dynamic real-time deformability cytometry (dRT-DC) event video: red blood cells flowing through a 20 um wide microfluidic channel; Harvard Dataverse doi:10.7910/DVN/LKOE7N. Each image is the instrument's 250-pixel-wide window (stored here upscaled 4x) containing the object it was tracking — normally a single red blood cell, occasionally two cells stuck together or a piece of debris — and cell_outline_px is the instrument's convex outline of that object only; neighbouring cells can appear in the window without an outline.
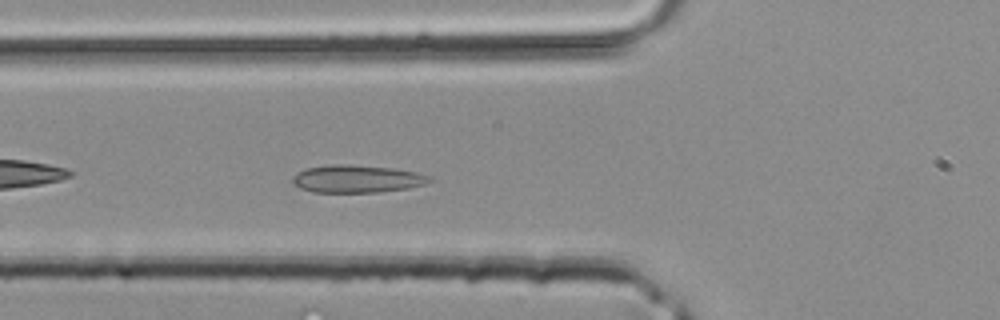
{"species": "common noctule bat (a hibernating species)", "species_latin": "Nyctalus noctula", "temperature_condition": "room temperature", "stored_images_in_passage": 31, "camera_frame_rate_fps": 3000, "um_per_image_px": 0.085, "animal": {"sex": "male", "body_mass_g": 20.4}, "frame": {"image": 1, "passage_image": 6, "time_ms": 1.667, "image_size_px": [1000, 320], "cell_outline_px": [[432, 180], [424, 184], [408, 188], [380, 192], [312, 192], [300, 188], [292, 180], [292, 176], [296, 172], [304, 168], [332, 164], [344, 164], [392, 168], [416, 172], [432, 176]], "centroid_in_image_um": [30.32, 15.2], "position_along_channel_um": 95.5, "area_um2": 22.08}}
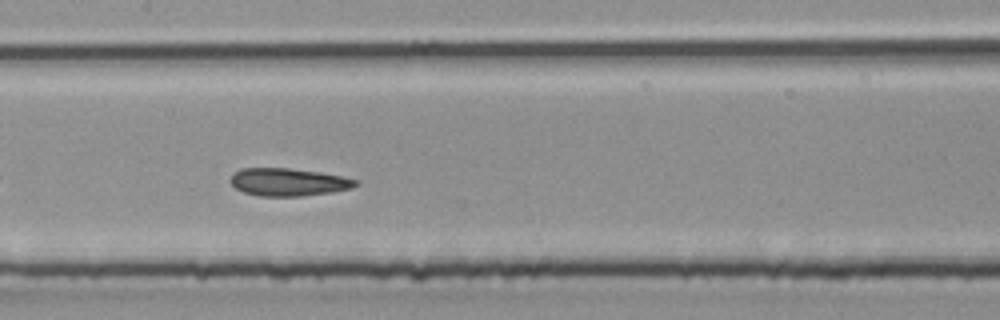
{"frame": {"image": 2, "passage_image": 11, "time_ms": 3.333, "image_size_px": [1000, 320], "cell_outline_px": [[360, 184], [352, 188], [332, 192], [304, 196], [260, 196], [244, 192], [236, 188], [228, 180], [240, 168], [288, 168], [320, 172], [344, 176], [360, 180]], "centroid_in_image_um": [24.57, 15.47], "position_along_channel_um": 182.8, "area_um2": 20.4}}
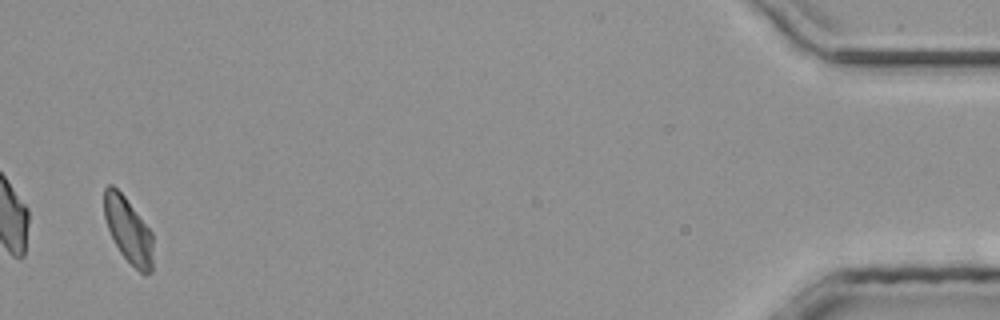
{"frame": {"image": 3, "passage_image": 30, "time_ms": 9.667, "image_size_px": [1000, 320], "cell_outline_px": [[152, 272], [144, 276], [120, 252], [108, 228], [104, 216], [104, 188], [108, 184], [112, 184], [124, 196], [152, 232]], "centroid_in_image_um": [10.91, 19.56], "position_along_channel_um": 424.3, "area_um2": 18.38}}